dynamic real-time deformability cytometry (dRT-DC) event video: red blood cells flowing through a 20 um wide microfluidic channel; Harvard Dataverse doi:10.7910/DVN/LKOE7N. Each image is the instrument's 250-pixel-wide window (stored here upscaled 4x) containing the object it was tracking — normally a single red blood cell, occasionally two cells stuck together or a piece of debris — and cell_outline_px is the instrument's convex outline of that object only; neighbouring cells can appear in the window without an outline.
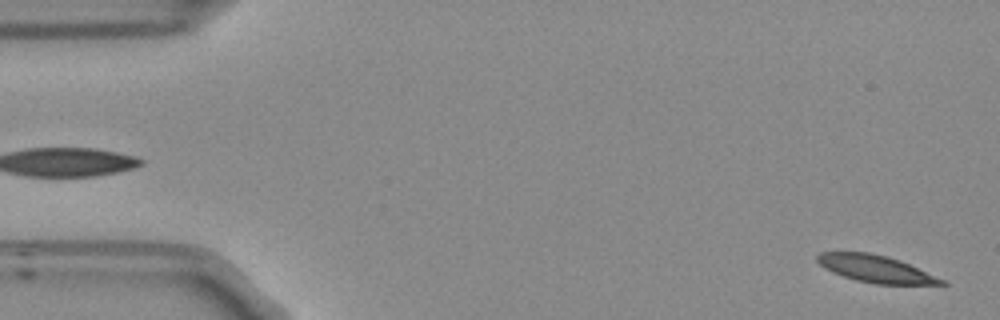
{"species": "Egyptian fruit bat (a non-hibernating species)", "species_latin": "Rousettus aegyptiacus", "temperature_condition": "room temperature", "stored_images_in_passage": 53, "camera_frame_rate_fps": 3000, "um_per_image_px": 0.085, "frame": {"image": 1, "passage_image": 1, "time_ms": 0.0, "image_size_px": [1000, 320], "cell_outline_px": [[948, 284], [876, 284], [856, 280], [832, 272], [824, 268], [816, 260], [816, 256], [820, 252], [868, 252], [900, 260], [944, 280]], "centroid_in_image_um": [74.38, 22.84], "position_along_channel_um": 10.6, "area_um2": 19.31}}
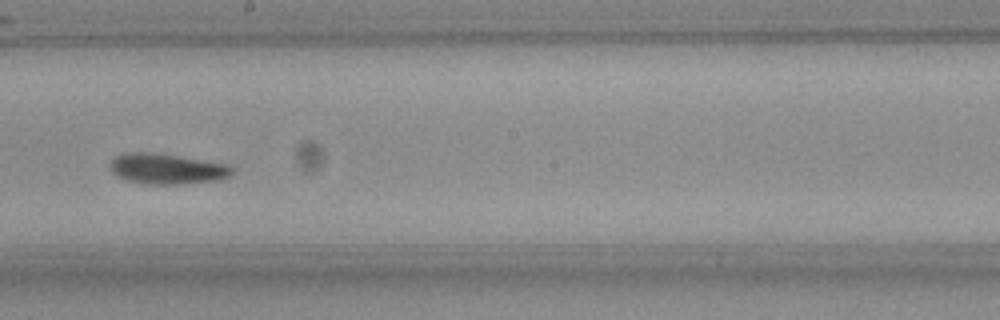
{"frame": {"image": 2, "passage_image": 29, "time_ms": 9.333, "image_size_px": [1000, 320], "cell_outline_px": [[232, 172], [228, 176], [216, 180], [184, 184], [144, 184], [128, 180], [112, 172], [108, 164], [116, 156], [124, 152], [148, 152], [224, 164], [232, 168]], "centroid_in_image_um": [14.1, 14.36], "position_along_channel_um": 234.1, "area_um2": 21.1}}
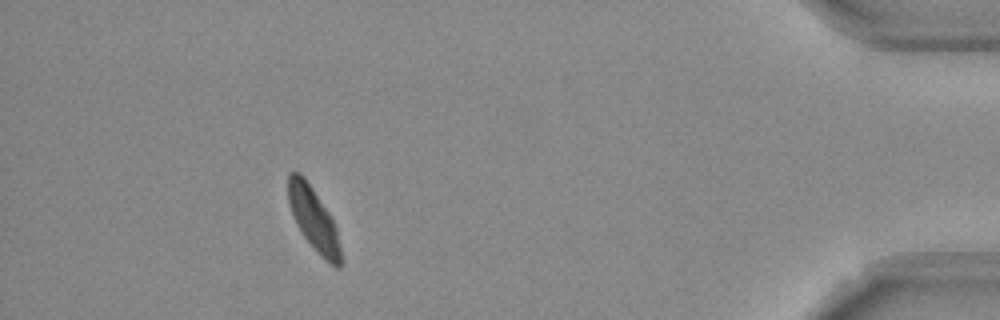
{"frame": {"image": 3, "passage_image": 48, "time_ms": 15.667, "image_size_px": [1000, 320], "cell_outline_px": [[344, 264], [340, 268], [336, 268], [304, 236], [296, 224], [288, 200], [288, 172], [300, 172], [304, 176], [328, 212], [336, 228], [344, 260]], "centroid_in_image_um": [26.68, 18.61], "position_along_channel_um": 408.5, "area_um2": 18.84}, "authors_computed_cell_mechanics": {"area_um2": 20.6346, "velocity_mm_per_s": 3.7063, "shape_relaxation_time_tau1_ms": 5.8551, "shape_relaxation_time_tau2_ms": 3.0797, "deformation_change_tau1": 0.1641, "deformation_change_tau2": 0.076}}